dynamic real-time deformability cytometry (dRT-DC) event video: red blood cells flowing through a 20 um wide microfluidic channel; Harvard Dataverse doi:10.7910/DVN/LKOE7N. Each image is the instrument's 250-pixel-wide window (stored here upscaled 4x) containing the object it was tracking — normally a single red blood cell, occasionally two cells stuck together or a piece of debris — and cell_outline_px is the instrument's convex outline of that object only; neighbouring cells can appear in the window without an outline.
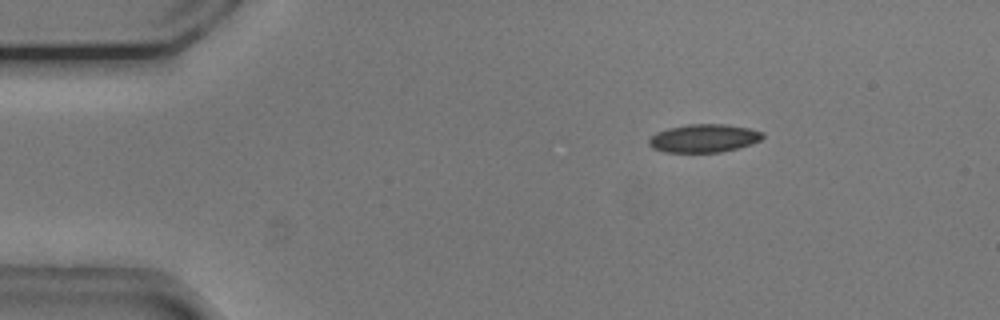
{"species": "common noctule bat (a hibernating species)", "species_latin": "Nyctalus noctula", "temperature_condition": "cold", "stored_images_in_passage": 47, "camera_frame_rate_fps": 3000, "um_per_image_px": 0.085, "animal": {"sex": "male", "body_mass_g": 20.5, "forearm_length_mm": 52.5}, "frame": {"image": 1, "passage_image": 1, "time_ms": 0.0, "image_size_px": [1000, 320], "cell_outline_px": [[764, 136], [760, 140], [752, 144], [720, 152], [664, 152], [652, 148], [648, 144], [648, 140], [656, 132], [668, 128], [688, 124], [724, 124], [748, 128], [764, 132]], "centroid_in_image_um": [59.81, 11.75], "position_along_channel_um": 25.2, "area_um2": 18.67}}
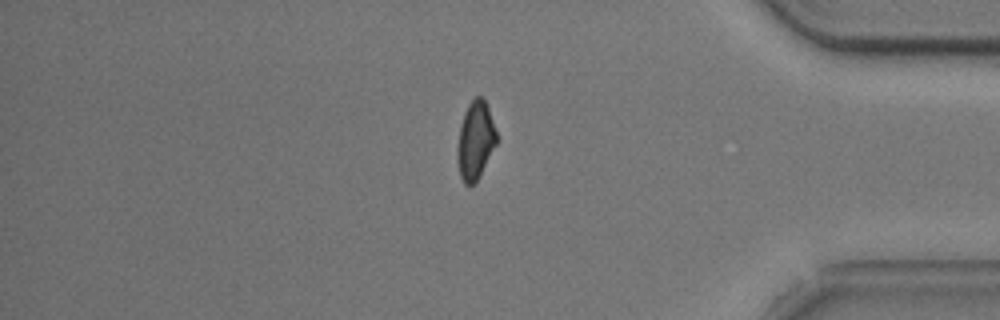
{"frame": {"image": 2, "passage_image": 38, "time_ms": 12.333, "image_size_px": [1000, 320], "cell_outline_px": [[496, 144], [480, 176], [468, 188], [464, 184], [460, 176], [456, 156], [456, 148], [460, 124], [464, 112], [468, 104], [476, 96], [480, 96], [484, 100], [488, 108], [496, 132]], "centroid_in_image_um": [40.37, 11.97], "position_along_channel_um": 394.8, "area_um2": 17.86}}
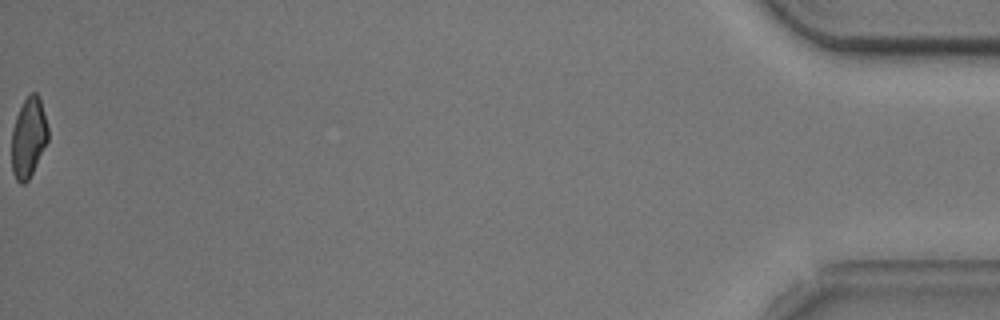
{"frame": {"image": 3, "passage_image": 47, "time_ms": 15.333, "image_size_px": [1000, 320], "cell_outline_px": [[48, 140], [28, 180], [24, 184], [20, 184], [16, 180], [12, 172], [12, 128], [16, 116], [24, 100], [32, 92], [36, 92], [40, 96], [48, 128]], "centroid_in_image_um": [2.42, 11.68], "position_along_channel_um": 432.8, "area_um2": 16.88}, "authors_computed_cell_mechanics": {"area_um2": 19.0162, "velocity_mm_per_s": 3.7333, "shape_relaxation_time_tau1_ms": 6.7497, "shape_relaxation_time_tau2_ms": 2.02, "deformation_change_tau1": 0.143, "deformation_change_tau2": 0.0659}}